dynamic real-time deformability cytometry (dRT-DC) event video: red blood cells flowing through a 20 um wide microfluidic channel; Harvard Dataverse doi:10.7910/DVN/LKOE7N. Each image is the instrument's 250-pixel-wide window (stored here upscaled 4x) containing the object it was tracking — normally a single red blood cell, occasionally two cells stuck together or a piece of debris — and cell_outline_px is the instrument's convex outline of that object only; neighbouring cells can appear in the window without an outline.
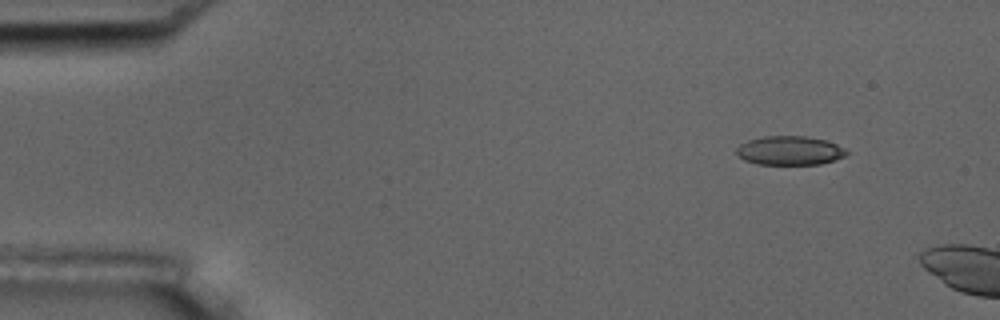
{"species": "common noctule bat (a hibernating species)", "species_latin": "Nyctalus noctula", "temperature_condition": "room temperature", "stored_images_in_passage": 5, "camera_frame_rate_fps": 3000, "um_per_image_px": 0.085, "animal": {"sex": "male", "body_mass_g": 17.5, "forearm_length_mm": 52.3}, "frame": {"image": 1, "passage_image": 2, "time_ms": 1.0, "image_size_px": [1000, 320], "cell_outline_px": [[848, 152], [844, 156], [820, 164], [756, 164], [744, 160], [736, 152], [736, 148], [740, 144], [748, 140], [764, 136], [804, 136], [828, 140], [844, 148]], "centroid_in_image_um": [67.11, 12.79], "position_along_channel_um": 17.9, "area_um2": 18.5}}